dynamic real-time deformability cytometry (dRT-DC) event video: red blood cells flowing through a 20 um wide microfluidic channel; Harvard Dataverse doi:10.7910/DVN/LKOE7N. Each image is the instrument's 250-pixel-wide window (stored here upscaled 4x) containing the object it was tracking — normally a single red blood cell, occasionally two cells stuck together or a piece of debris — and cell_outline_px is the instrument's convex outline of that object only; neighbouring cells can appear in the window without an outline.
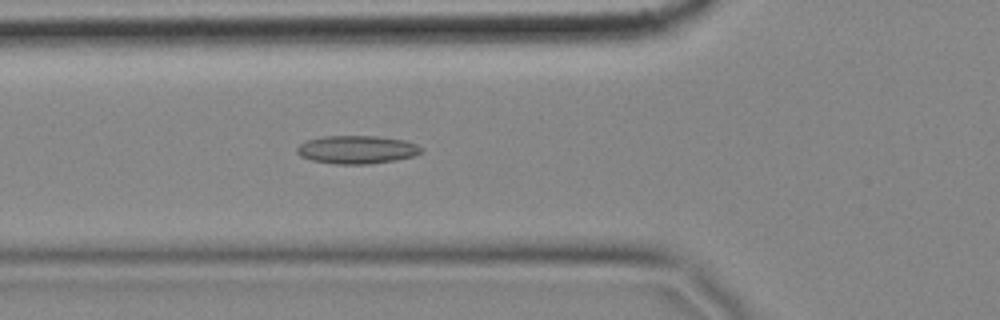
{"species": "common noctule bat (a hibernating species)", "species_latin": "Nyctalus noctula", "temperature_condition": "cold", "stored_images_in_passage": 40, "camera_frame_rate_fps": 3000, "um_per_image_px": 0.085, "animal": {"sex": "female", "body_mass_g": 18.4}, "frame": {"image": 1, "passage_image": 3, "time_ms": 0.667, "image_size_px": [1000, 320], "cell_outline_px": [[424, 148], [420, 152], [412, 156], [396, 160], [368, 164], [332, 164], [312, 160], [300, 156], [296, 152], [296, 148], [304, 140], [324, 136], [376, 136], [404, 140], [416, 144]], "centroid_in_image_um": [30.29, 12.71], "position_along_channel_um": 95.5, "area_um2": 20.46}}
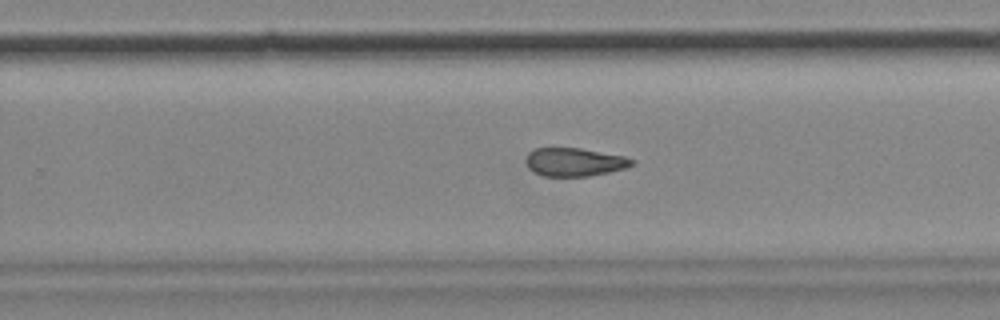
{"frame": {"image": 2, "passage_image": 19, "time_ms": 6.0, "image_size_px": [1000, 320], "cell_outline_px": [[636, 164], [624, 168], [608, 172], [588, 176], [544, 176], [532, 172], [528, 168], [524, 160], [528, 152], [536, 148], [580, 148], [624, 156], [636, 160]], "centroid_in_image_um": [48.8, 13.77], "position_along_channel_um": 281.0, "area_um2": 17.63}}
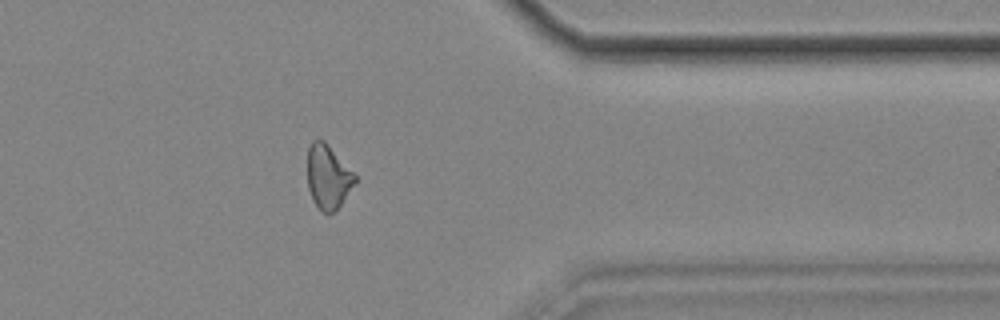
{"frame": {"image": 3, "passage_image": 29, "time_ms": 9.333, "image_size_px": [1000, 320], "cell_outline_px": [[356, 180], [336, 212], [328, 216], [320, 212], [312, 200], [308, 188], [308, 148], [312, 140], [324, 140], [328, 144], [356, 176]], "centroid_in_image_um": [27.86, 15.09], "position_along_channel_um": 383.5, "area_um2": 17.8}}